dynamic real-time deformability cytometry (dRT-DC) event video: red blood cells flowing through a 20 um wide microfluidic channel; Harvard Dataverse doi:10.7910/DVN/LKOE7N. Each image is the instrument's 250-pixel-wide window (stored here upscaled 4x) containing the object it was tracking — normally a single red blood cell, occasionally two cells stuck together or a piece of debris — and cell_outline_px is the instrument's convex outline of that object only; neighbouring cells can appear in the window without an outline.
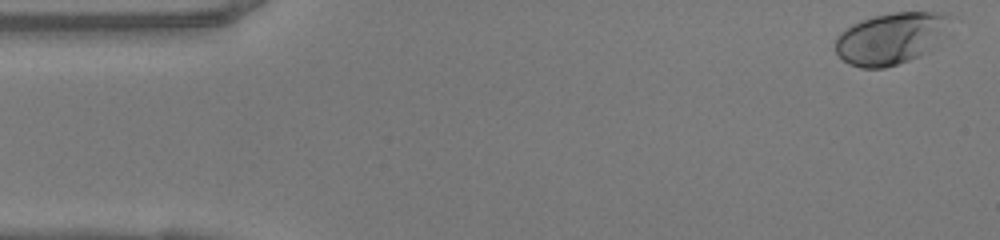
{"species": "human", "species_latin": "Homo sapiens", "temperature_condition": "warm", "stored_images_in_passage": 48, "camera_frame_rate_fps": 3000, "um_per_image_px": 0.085, "donor": {"sex": "female"}, "frame": {"image": 1, "passage_image": 1, "time_ms": 0.0, "image_size_px": [1000, 240], "cell_outline_px": [[948, 16], [940, 32], [916, 56], [908, 60], [884, 68], [860, 68], [848, 64], [836, 52], [836, 36], [844, 28], [852, 24], [876, 16], [896, 12], [944, 12]], "centroid_in_image_um": [75.51, 3.26], "position_along_channel_um": 9.5, "area_um2": 32.6}}
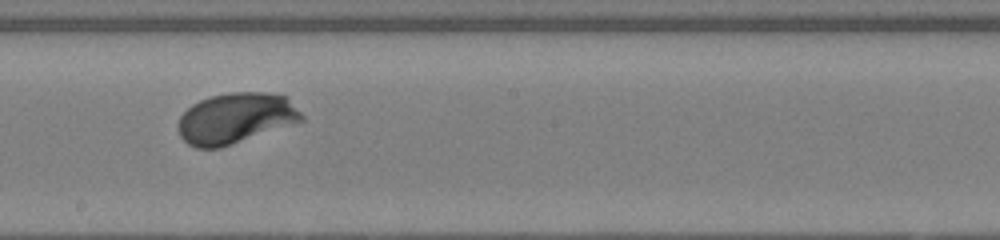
{"frame": {"image": 2, "passage_image": 26, "time_ms": 8.333, "image_size_px": [1000, 240], "cell_outline_px": [[304, 120], [220, 148], [196, 148], [188, 144], [180, 136], [176, 128], [176, 124], [180, 116], [192, 104], [200, 100], [212, 96], [228, 92], [264, 92], [288, 96], [304, 116]], "centroid_in_image_um": [20.01, 10.04], "position_along_channel_um": 228.2, "area_um2": 36.59}}
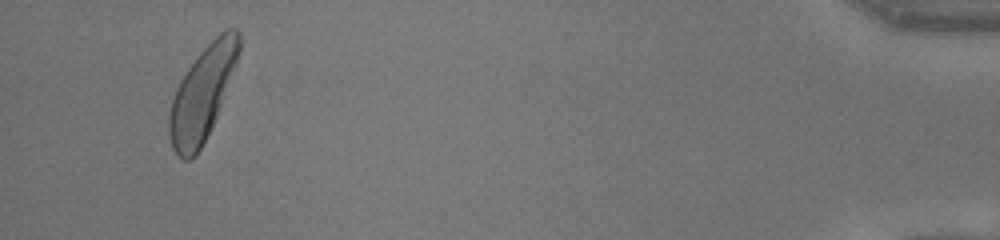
{"frame": {"image": 3, "passage_image": 46, "time_ms": 15.0, "image_size_px": [1000, 240], "cell_outline_px": [[240, 48], [236, 64], [216, 116], [200, 148], [188, 160], [184, 160], [176, 156], [172, 148], [168, 136], [168, 112], [176, 88], [180, 80], [196, 56], [220, 32], [228, 28], [236, 28], [240, 36]], "centroid_in_image_um": [17.16, 7.95], "position_along_channel_um": 418.0, "area_um2": 37.51}, "authors_computed_cell_mechanics": {"area_um2": 35.4603, "velocity_mm_per_s": 4.0944, "shape_relaxation_time_tau1_ms": 1.5568, "shape_relaxation_time_tau2_ms": null, "deformation_change_tau1": 0.1466, "deformation_change_tau2": null}}